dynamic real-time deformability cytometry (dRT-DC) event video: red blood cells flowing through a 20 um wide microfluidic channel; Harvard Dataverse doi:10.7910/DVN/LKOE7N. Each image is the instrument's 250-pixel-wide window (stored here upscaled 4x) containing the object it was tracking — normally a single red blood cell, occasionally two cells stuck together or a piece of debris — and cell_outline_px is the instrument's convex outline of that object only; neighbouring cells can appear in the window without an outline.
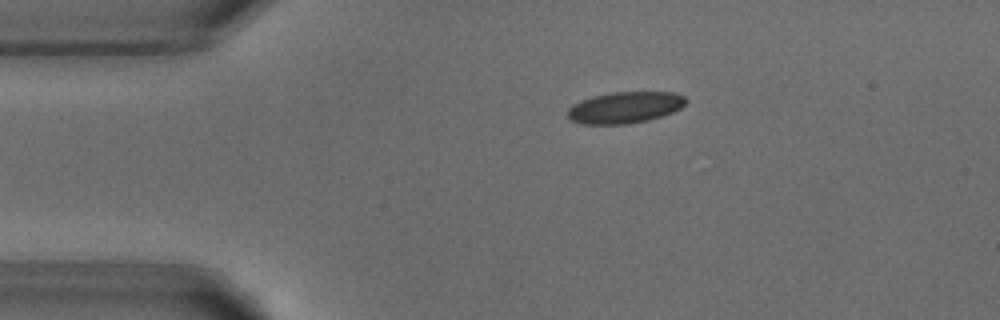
{"species": "common noctule bat (a hibernating species)", "species_latin": "Nyctalus noctula", "temperature_condition": "warm", "stored_images_in_passage": 2, "camera_frame_rate_fps": 3000, "um_per_image_px": 0.085, "animal": {"sex": "male", "body_mass_g": 18.8}, "frame": {"image": 1, "passage_image": 1, "time_ms": 0.0, "image_size_px": [1000, 320], "cell_outline_px": [[688, 100], [680, 108], [672, 112], [648, 120], [628, 124], [580, 124], [568, 120], [568, 108], [572, 104], [580, 100], [592, 96], [612, 92], [672, 92], [684, 96]], "centroid_in_image_um": [53.07, 9.14], "position_along_channel_um": 31.9, "area_um2": 21.79}}